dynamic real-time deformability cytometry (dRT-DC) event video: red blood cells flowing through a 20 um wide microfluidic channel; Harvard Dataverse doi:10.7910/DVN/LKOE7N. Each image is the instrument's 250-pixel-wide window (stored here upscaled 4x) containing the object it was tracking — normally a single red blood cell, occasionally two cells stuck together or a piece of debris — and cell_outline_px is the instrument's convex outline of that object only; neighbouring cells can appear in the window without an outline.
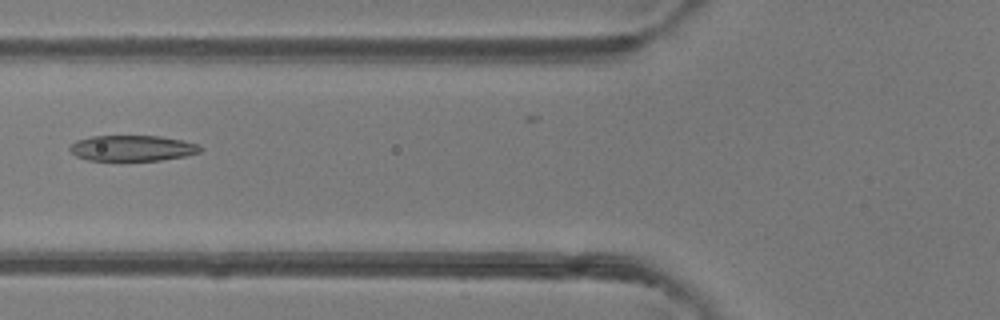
{"species": "common noctule bat (a hibernating species)", "species_latin": "Nyctalus noctula", "temperature_condition": "room temperature", "stored_images_in_passage": 6, "camera_frame_rate_fps": 3000, "um_per_image_px": 0.085, "animal": {"sex": "female"}, "frame": {"image": 1, "passage_image": 6, "time_ms": 1.667, "image_size_px": [1000, 320], "cell_outline_px": [[204, 148], [200, 152], [184, 156], [160, 160], [88, 160], [76, 156], [68, 148], [76, 140], [92, 136], [160, 136], [184, 140], [200, 144]], "centroid_in_image_um": [11.29, 12.58], "position_along_channel_um": 114.5, "area_um2": 19.59}}